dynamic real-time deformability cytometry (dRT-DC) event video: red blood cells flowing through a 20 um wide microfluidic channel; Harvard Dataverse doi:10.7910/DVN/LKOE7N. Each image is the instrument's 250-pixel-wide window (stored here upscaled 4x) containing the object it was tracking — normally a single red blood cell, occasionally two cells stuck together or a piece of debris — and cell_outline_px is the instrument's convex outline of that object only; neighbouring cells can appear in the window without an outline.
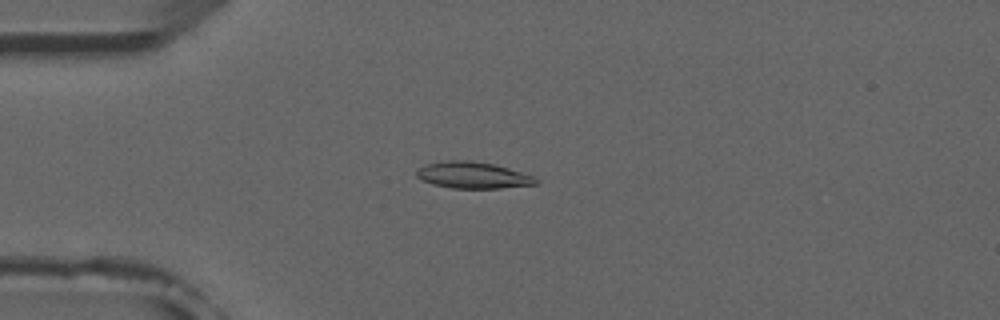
{"species": "common noctule bat (a hibernating species)", "species_latin": "Nyctalus noctula", "temperature_condition": "room temperature", "stored_images_in_passage": 6, "camera_frame_rate_fps": 3000, "um_per_image_px": 0.085, "animal": {"sex": "male", "forearm_length_mm": 52.5}, "frame": {"image": 1, "passage_image": 3, "time_ms": 2.333, "image_size_px": [1000, 320], "cell_outline_px": [[540, 180], [536, 184], [500, 188], [452, 188], [432, 184], [420, 180], [416, 176], [416, 172], [424, 164], [444, 160], [472, 160], [492, 164], [508, 168], [532, 176]], "centroid_in_image_um": [40.14, 14.88], "position_along_channel_um": 44.9, "area_um2": 18.44}}
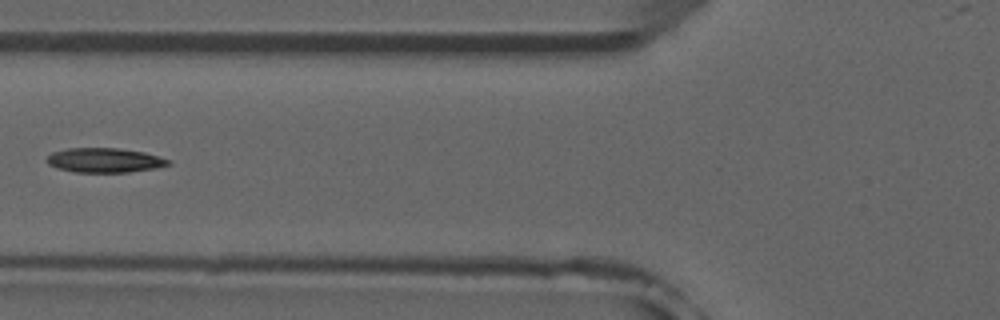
{"frame": {"image": 2, "passage_image": 5, "time_ms": 4.667, "image_size_px": [1000, 320], "cell_outline_px": [[172, 164], [156, 168], [128, 172], [76, 172], [56, 168], [48, 164], [44, 160], [52, 152], [68, 148], [116, 148], [144, 152], [172, 160]], "centroid_in_image_um": [8.89, 13.62], "position_along_channel_um": 116.9, "area_um2": 17.46}}
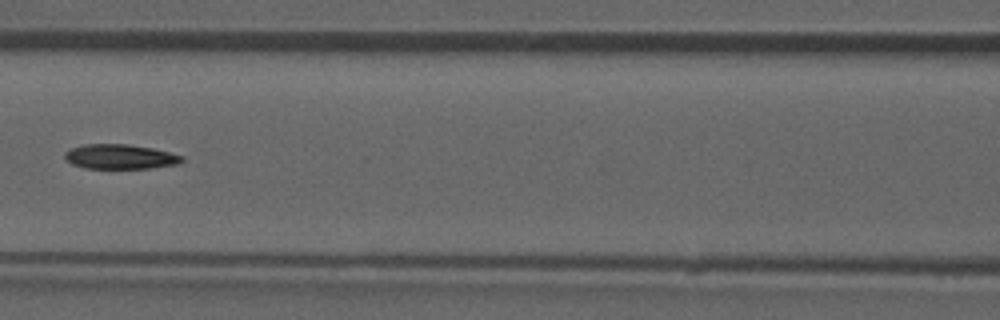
{"frame": {"image": 3, "passage_image": 6, "time_ms": 5.667, "image_size_px": [1000, 320], "cell_outline_px": [[184, 160], [180, 164], [148, 168], [84, 168], [72, 164], [64, 156], [64, 152], [72, 148], [84, 144], [128, 144], [152, 148], [184, 156]], "centroid_in_image_um": [10.23, 13.32], "position_along_channel_um": 156.4, "area_um2": 16.82}}